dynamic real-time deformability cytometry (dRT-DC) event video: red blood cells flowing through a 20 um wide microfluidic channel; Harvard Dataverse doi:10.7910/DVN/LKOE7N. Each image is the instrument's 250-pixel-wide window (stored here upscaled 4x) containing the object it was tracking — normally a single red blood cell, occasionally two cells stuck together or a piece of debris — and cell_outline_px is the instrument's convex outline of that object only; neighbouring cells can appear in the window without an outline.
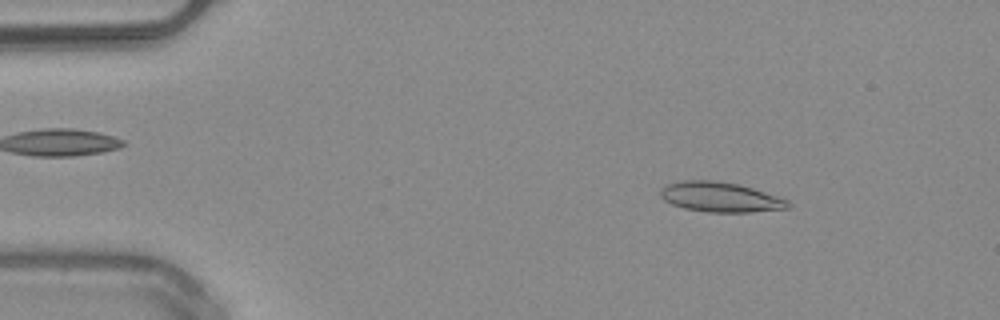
{"species": "common noctule bat (a hibernating species)", "species_latin": "Nyctalus noctula", "temperature_condition": "warm", "stored_images_in_passage": 49, "camera_frame_rate_fps": 3000, "um_per_image_px": 0.085, "animal": {"sex": "male", "body_mass_g": 20.4}, "frame": {"image": 1, "passage_image": 6, "time_ms": 1.667, "image_size_px": [1000, 320], "cell_outline_px": [[792, 208], [748, 212], [708, 212], [684, 208], [672, 204], [664, 200], [660, 196], [660, 188], [668, 184], [680, 180], [712, 180], [740, 184], [788, 200], [792, 204]], "centroid_in_image_um": [61.22, 16.75], "position_along_channel_um": 23.8, "area_um2": 22.31}}
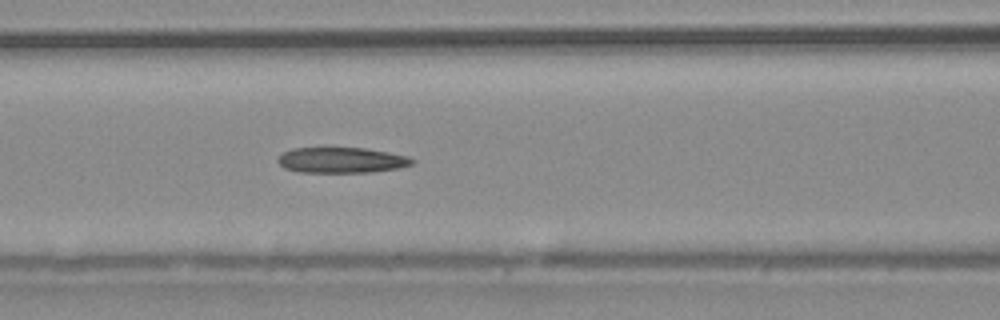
{"frame": {"image": 2, "passage_image": 20, "time_ms": 6.333, "image_size_px": [1000, 320], "cell_outline_px": [[416, 160], [412, 164], [400, 168], [372, 172], [296, 172], [284, 168], [276, 160], [284, 152], [292, 148], [364, 148], [388, 152], [408, 156]], "centroid_in_image_um": [29.04, 13.62], "position_along_channel_um": 137.6, "area_um2": 20.06}}
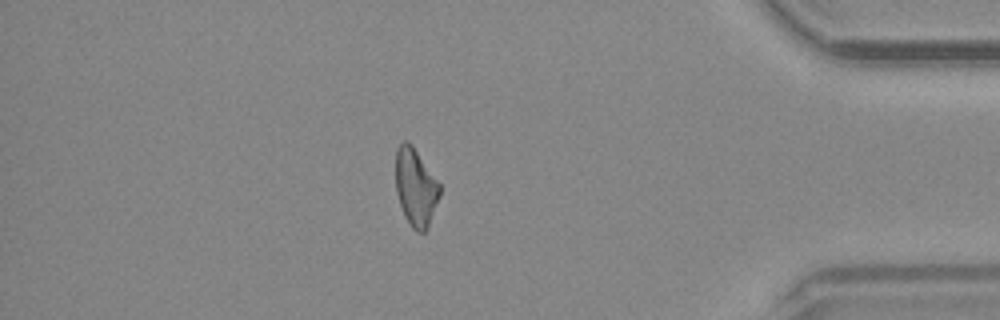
{"frame": {"image": 3, "passage_image": 42, "time_ms": 13.667, "image_size_px": [1000, 320], "cell_outline_px": [[440, 196], [428, 228], [424, 232], [416, 232], [412, 228], [404, 216], [396, 192], [396, 148], [404, 140], [408, 140], [412, 144], [440, 184]], "centroid_in_image_um": [35.33, 15.92], "position_along_channel_um": 399.9, "area_um2": 20.06}, "authors_computed_cell_mechanics": {"area_um2": 20.6346, "velocity_mm_per_s": 4.0684, "shape_relaxation_time_tau1_ms": null, "shape_relaxation_time_tau2_ms": 3.1644, "deformation_change_tau1": null, "deformation_change_tau2": 0.1354}}